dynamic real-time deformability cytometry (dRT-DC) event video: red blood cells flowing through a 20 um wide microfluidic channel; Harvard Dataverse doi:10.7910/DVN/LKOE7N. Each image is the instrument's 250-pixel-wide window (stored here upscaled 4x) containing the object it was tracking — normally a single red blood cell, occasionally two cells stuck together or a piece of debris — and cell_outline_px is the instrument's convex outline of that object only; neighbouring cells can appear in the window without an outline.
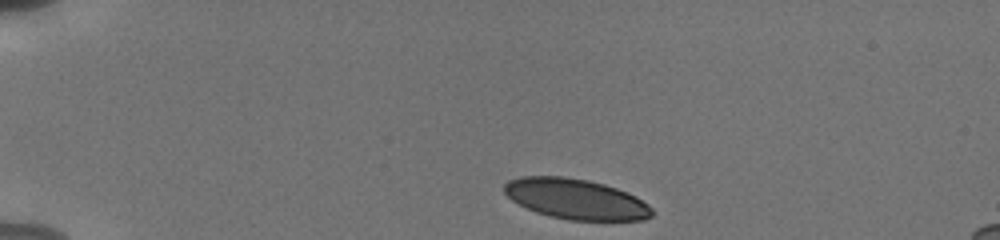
{"species": "human", "species_latin": "Homo sapiens", "temperature_condition": "cold", "stored_images_in_passage": 44, "camera_frame_rate_fps": 3000, "um_per_image_px": 0.085, "donor": {"sex": "male"}, "frame": {"image": 1, "passage_image": 1, "time_ms": 0.0, "image_size_px": [1000, 240], "cell_outline_px": [[652, 216], [644, 220], [568, 220], [536, 212], [512, 200], [504, 192], [504, 184], [508, 180], [520, 176], [564, 176], [588, 180], [604, 184], [628, 192], [636, 196], [648, 204], [652, 208]], "centroid_in_image_um": [48.96, 16.91], "position_along_channel_um": 36.0, "area_um2": 34.74}}
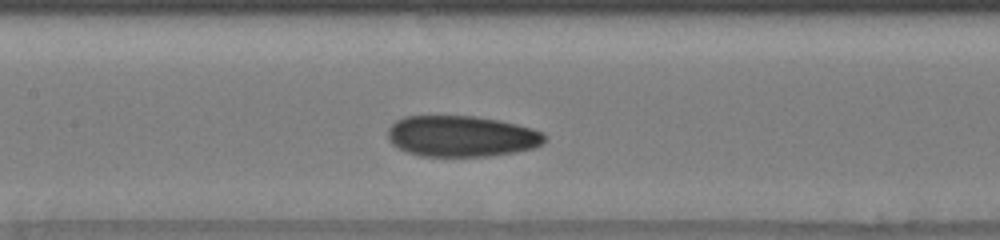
{"frame": {"image": 2, "passage_image": 17, "time_ms": 5.333, "image_size_px": [1000, 240], "cell_outline_px": [[544, 140], [540, 144], [532, 148], [516, 152], [488, 156], [420, 156], [408, 152], [392, 144], [388, 140], [388, 128], [396, 120], [404, 116], [476, 116], [500, 120], [532, 128], [544, 132]], "centroid_in_image_um": [39.21, 11.57], "position_along_channel_um": 168.2, "area_um2": 37.51}}
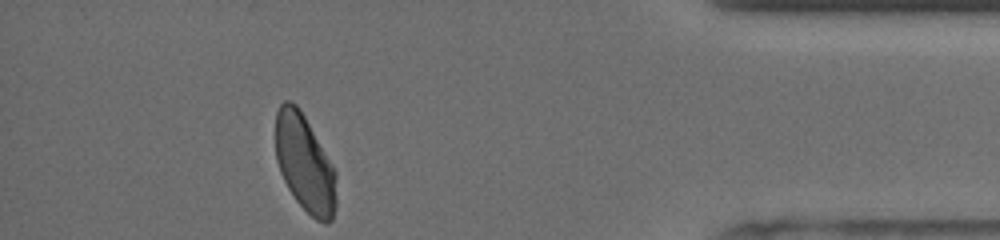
{"frame": {"image": 3, "passage_image": 39, "time_ms": 12.667, "image_size_px": [1000, 240], "cell_outline_px": [[336, 204], [332, 220], [328, 224], [324, 224], [316, 220], [296, 200], [288, 188], [280, 172], [276, 160], [276, 112], [280, 104], [284, 100], [288, 100], [296, 104], [300, 108], [332, 164], [336, 172]], "centroid_in_image_um": [25.91, 13.89], "position_along_channel_um": 409.3, "area_um2": 34.39}, "authors_computed_cell_mechanics": {"area_um2": 36.414, "velocity_mm_per_s": 3.7894, "shape_relaxation_time_tau1_ms": 6.3895, "shape_relaxation_time_tau2_ms": 2.0816, "deformation_change_tau1": 0.1377, "deformation_change_tau2": 0.0725}}